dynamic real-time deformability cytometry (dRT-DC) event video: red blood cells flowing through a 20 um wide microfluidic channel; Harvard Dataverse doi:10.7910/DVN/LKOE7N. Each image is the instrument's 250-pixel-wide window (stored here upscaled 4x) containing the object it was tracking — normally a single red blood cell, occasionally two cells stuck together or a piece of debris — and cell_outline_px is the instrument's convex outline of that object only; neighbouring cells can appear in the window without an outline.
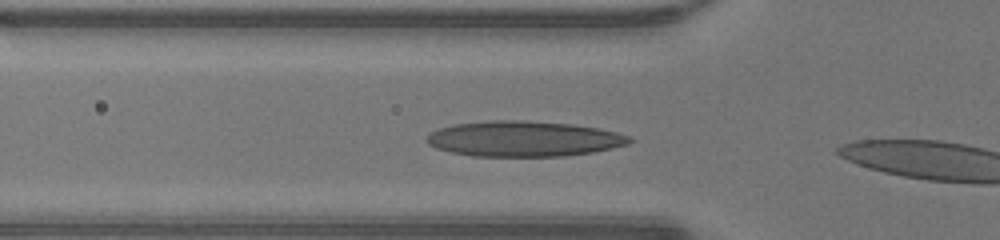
{"species": "human", "species_latin": "Homo sapiens", "temperature_condition": "warm", "stored_images_in_passage": 5, "camera_frame_rate_fps": 3000, "um_per_image_px": 0.085, "donor": {"sex": "male"}, "frame": {"image": 1, "passage_image": 3, "time_ms": 0.667, "image_size_px": [1000, 240], "cell_outline_px": [[636, 140], [628, 144], [612, 148], [592, 152], [564, 156], [472, 156], [452, 152], [436, 148], [428, 144], [424, 140], [432, 132], [440, 128], [456, 124], [492, 120], [520, 120], [572, 124], [596, 128], [616, 132], [628, 136]], "centroid_in_image_um": [44.52, 11.8], "position_along_channel_um": 81.3, "area_um2": 41.73}}